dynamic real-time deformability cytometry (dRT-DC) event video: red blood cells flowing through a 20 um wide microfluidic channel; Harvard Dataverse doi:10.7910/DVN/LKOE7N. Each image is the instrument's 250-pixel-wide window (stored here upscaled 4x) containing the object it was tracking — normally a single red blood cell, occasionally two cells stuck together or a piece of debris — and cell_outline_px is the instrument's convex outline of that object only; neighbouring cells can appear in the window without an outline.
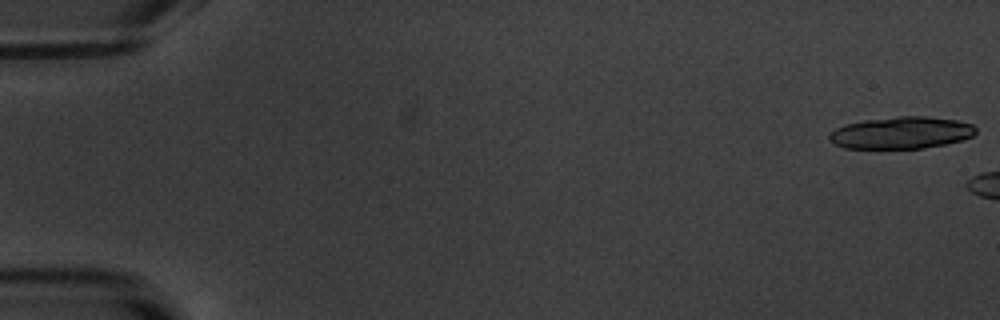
{"species": "common noctule bat (a hibernating species)", "species_latin": "Nyctalus noctula", "temperature_condition": "warm", "stored_images_in_passage": 5, "camera_frame_rate_fps": 3000, "um_per_image_px": 0.085, "animal": {"sex": "male", "body_mass_g": 20.1, "forearm_length_mm": 53.5}, "frame": {"image": 1, "passage_image": 1, "time_ms": 0.0, "image_size_px": [1000, 320], "cell_outline_px": [[976, 132], [972, 136], [960, 140], [944, 144], [924, 148], [844, 148], [832, 144], [828, 140], [828, 136], [836, 128], [844, 124], [864, 120], [896, 116], [928, 116], [956, 120], [972, 124], [976, 128]], "centroid_in_image_um": [76.57, 11.28], "position_along_channel_um": 8.4, "area_um2": 27.4}}